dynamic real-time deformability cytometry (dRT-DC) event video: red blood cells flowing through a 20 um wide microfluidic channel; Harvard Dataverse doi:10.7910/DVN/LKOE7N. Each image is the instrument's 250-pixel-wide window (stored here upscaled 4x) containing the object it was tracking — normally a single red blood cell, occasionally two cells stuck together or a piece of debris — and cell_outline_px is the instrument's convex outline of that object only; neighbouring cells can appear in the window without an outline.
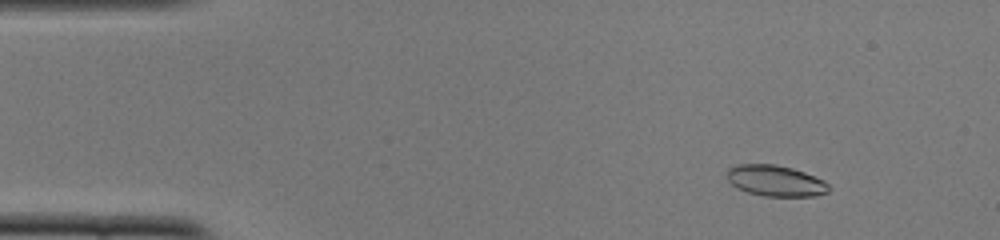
{"species": "common noctule bat (a hibernating species)", "species_latin": "Nyctalus noctula", "temperature_condition": "cold", "stored_images_in_passage": 49, "camera_frame_rate_fps": 3000, "um_per_image_px": 0.085, "animal": {"sex": "female", "body_mass_g": 22.0, "forearm_length_mm": 56.7}, "frame": {"image": 1, "passage_image": 3, "time_ms": 0.667, "image_size_px": [1000, 240], "cell_outline_px": [[832, 188], [828, 192], [816, 196], [764, 196], [748, 192], [736, 188], [728, 180], [728, 168], [736, 164], [776, 164], [792, 168], [804, 172], [824, 180]], "centroid_in_image_um": [65.94, 15.36], "position_along_channel_um": 19.1, "area_um2": 18.5}}
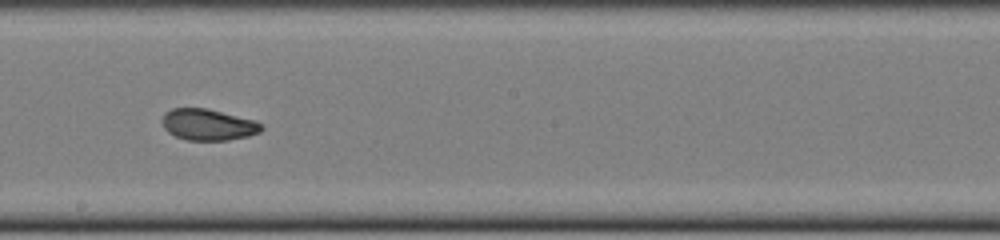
{"frame": {"image": 2, "passage_image": 26, "time_ms": 8.333, "image_size_px": [1000, 240], "cell_outline_px": [[264, 128], [260, 132], [248, 136], [228, 140], [188, 140], [176, 136], [168, 132], [164, 128], [160, 120], [164, 112], [172, 108], [208, 108], [256, 120], [264, 124]], "centroid_in_image_um": [17.7, 10.58], "position_along_channel_um": 230.5, "area_um2": 18.44}}
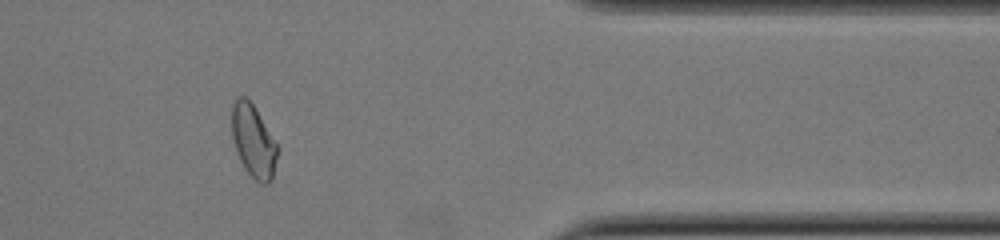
{"frame": {"image": 3, "passage_image": 40, "time_ms": 13.0, "image_size_px": [1000, 240], "cell_outline_px": [[280, 148], [272, 180], [268, 184], [260, 184], [244, 168], [236, 152], [232, 136], [232, 104], [240, 96], [244, 96], [252, 104]], "centroid_in_image_um": [21.56, 12.04], "position_along_channel_um": 389.8, "area_um2": 19.31}, "authors_computed_cell_mechanics": {"area_um2": 18.8428, "velocity_mm_per_s": 3.8896, "shape_relaxation_time_tau1_ms": 8.183, "shape_relaxation_time_tau2_ms": 2.3229, "deformation_change_tau1": 0.1811, "deformation_change_tau2": 0.0593}}